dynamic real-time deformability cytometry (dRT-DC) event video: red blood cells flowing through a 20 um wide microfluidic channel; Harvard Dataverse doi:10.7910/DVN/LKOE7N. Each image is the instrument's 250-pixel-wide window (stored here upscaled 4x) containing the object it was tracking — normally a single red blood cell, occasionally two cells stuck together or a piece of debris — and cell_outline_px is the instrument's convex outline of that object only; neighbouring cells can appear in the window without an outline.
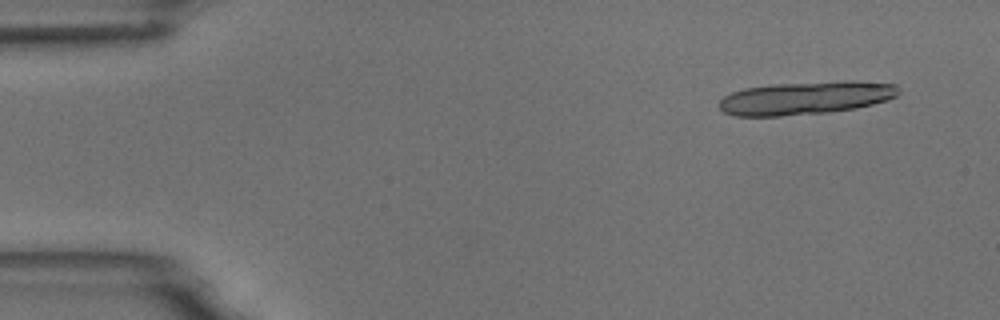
{"species": "common noctule bat (a hibernating species)", "species_latin": "Nyctalus noctula", "temperature_condition": "room temperature", "stored_images_in_passage": 6, "camera_frame_rate_fps": 3000, "um_per_image_px": 0.085, "animal": {"sex": "male", "body_mass_g": 18.8}, "frame": {"image": 1, "passage_image": 1, "time_ms": 0.0, "image_size_px": [1000, 320], "cell_outline_px": [[900, 92], [896, 96], [888, 100], [856, 108], [828, 112], [780, 116], [732, 116], [724, 112], [720, 108], [720, 100], [724, 96], [732, 92], [744, 88], [772, 84], [844, 80], [856, 80], [896, 84], [900, 88]], "centroid_in_image_um": [68.51, 8.31], "position_along_channel_um": 16.5, "area_um2": 34.97}}
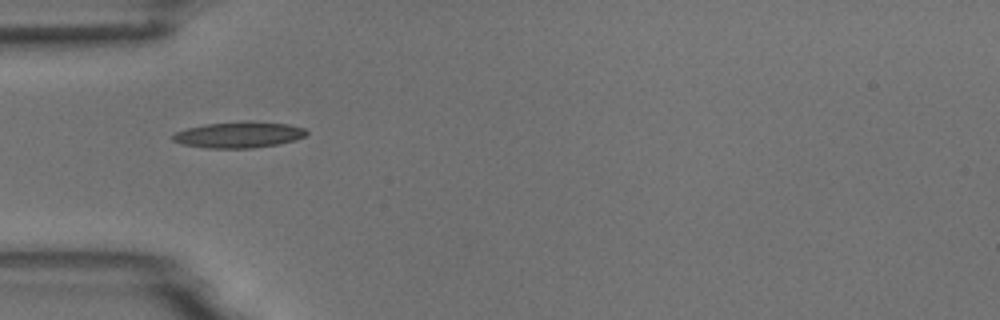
{"frame": {"image": 2, "passage_image": 5, "time_ms": 4.333, "image_size_px": [1000, 320], "cell_outline_px": [[308, 132], [304, 136], [292, 140], [276, 144], [252, 148], [208, 148], [184, 144], [172, 140], [172, 136], [176, 132], [188, 128], [204, 124], [244, 120], [248, 120], [288, 124], [304, 128]], "centroid_in_image_um": [20.29, 11.43], "position_along_channel_um": 64.7, "area_um2": 20.23}}